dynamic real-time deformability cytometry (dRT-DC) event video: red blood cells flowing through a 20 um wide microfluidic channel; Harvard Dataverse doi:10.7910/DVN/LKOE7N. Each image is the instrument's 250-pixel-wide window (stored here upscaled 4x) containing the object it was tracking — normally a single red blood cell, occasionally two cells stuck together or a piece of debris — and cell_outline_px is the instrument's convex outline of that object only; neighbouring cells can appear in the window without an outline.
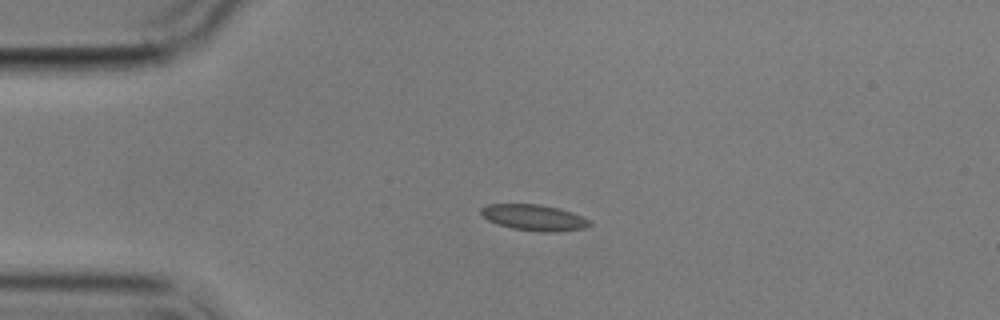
{"species": "common noctule bat (a hibernating species)", "species_latin": "Nyctalus noctula", "temperature_condition": "cold", "stored_images_in_passage": 2, "camera_frame_rate_fps": 3000, "um_per_image_px": 0.085, "animal": {"sex": "male", "body_mass_g": 17.9}, "frame": {"image": 1, "passage_image": 1, "time_ms": 0.0, "image_size_px": [1000, 320], "cell_outline_px": [[592, 224], [588, 228], [556, 232], [544, 232], [512, 228], [488, 220], [480, 212], [480, 208], [488, 204], [540, 204], [560, 208], [572, 212], [592, 220]], "centroid_in_image_um": [45.47, 18.49], "position_along_channel_um": 39.5, "area_um2": 16.59}}